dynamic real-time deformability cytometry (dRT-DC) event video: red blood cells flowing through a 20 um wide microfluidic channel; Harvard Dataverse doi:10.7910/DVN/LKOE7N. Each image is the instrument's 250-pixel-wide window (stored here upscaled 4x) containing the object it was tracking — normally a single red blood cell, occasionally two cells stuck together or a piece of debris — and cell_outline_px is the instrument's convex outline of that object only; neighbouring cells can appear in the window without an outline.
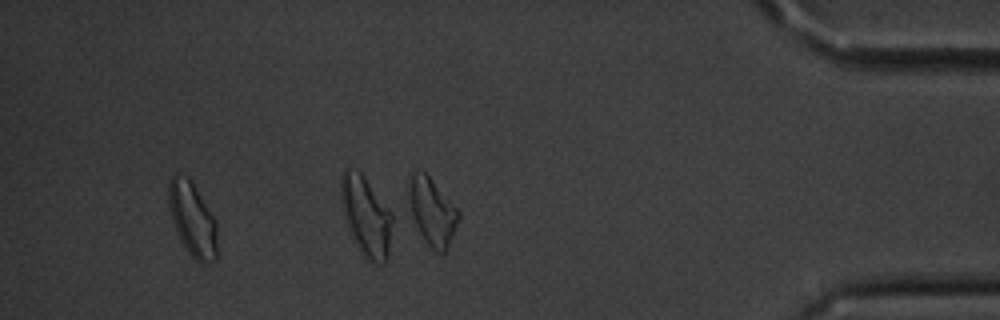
{"species": "common noctule bat (a hibernating species)", "species_latin": "Nyctalus noctula", "temperature_condition": "cold", "stored_images_in_passage": 40, "segment_of_instrument_passage": [2, 2], "camera_frame_rate_fps": 3000, "um_per_image_px": 0.085, "animal": {"sex": "male", "body_mass_g": 20.1, "forearm_length_mm": 53.5}, "frame": {"image": 1, "passage_image": 40, "time_ms": 13.0, "image_size_px": [1000, 320], "cell_outline_px": [[460, 216], [452, 236], [444, 252], [440, 252], [432, 248], [428, 244], [420, 232], [408, 212], [404, 188], [408, 176], [412, 172], [424, 172], [432, 180], [460, 212]], "centroid_in_image_um": [36.62, 17.9], "position_along_channel_um": 398.6, "area_um2": 19.77}}